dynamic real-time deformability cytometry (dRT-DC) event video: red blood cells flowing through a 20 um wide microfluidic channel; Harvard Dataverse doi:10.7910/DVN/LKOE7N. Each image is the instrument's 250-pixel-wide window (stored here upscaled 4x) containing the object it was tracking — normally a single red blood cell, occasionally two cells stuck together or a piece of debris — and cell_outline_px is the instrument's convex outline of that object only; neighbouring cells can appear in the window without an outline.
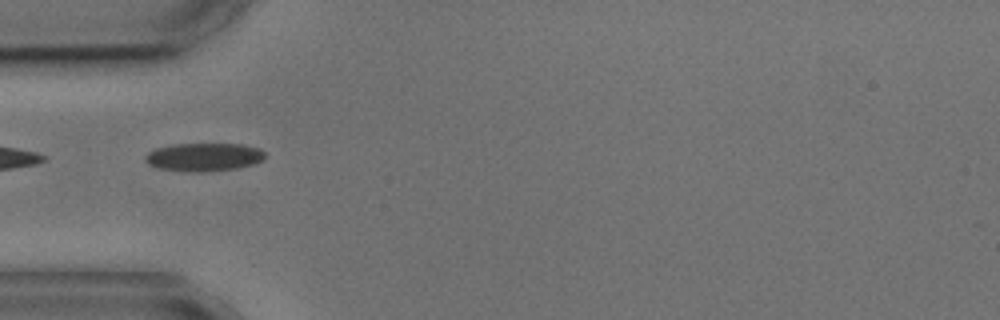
{"species": "common noctule bat (a hibernating species)", "species_latin": "Nyctalus noctula", "temperature_condition": "cold", "stored_images_in_passage": 5, "camera_frame_rate_fps": 3000, "um_per_image_px": 0.085, "animal": {"sex": "male", "body_mass_g": 17.9, "forearm_length_mm": 54.2}, "frame": {"image": 1, "passage_image": 5, "time_ms": 5.0, "image_size_px": [1000, 320], "cell_outline_px": [[264, 160], [256, 164], [236, 168], [200, 172], [196, 172], [160, 168], [148, 164], [144, 160], [144, 156], [148, 152], [156, 148], [172, 144], [244, 144], [260, 148], [264, 152]], "centroid_in_image_um": [17.35, 13.34], "position_along_channel_um": 67.6, "area_um2": 19.71}}